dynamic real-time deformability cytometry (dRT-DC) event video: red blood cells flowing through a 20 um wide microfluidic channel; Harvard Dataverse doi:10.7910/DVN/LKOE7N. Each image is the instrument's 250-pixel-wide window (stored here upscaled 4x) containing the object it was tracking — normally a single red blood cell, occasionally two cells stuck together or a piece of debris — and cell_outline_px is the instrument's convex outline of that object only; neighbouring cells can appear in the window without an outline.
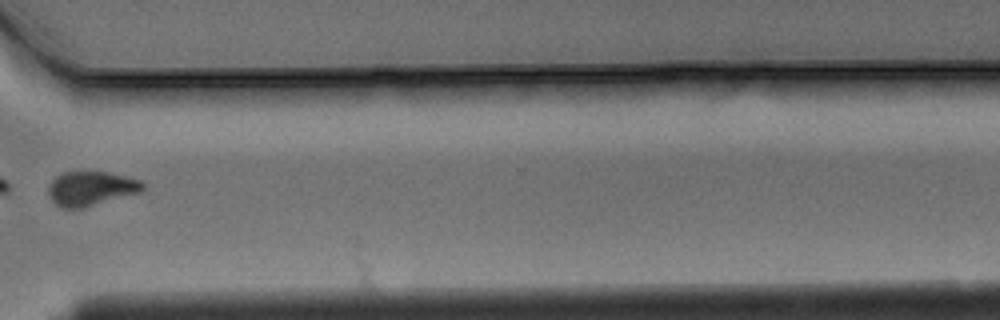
{"species": "Egyptian fruit bat (a non-hibernating species)", "species_latin": "Rousettus aegyptiacus", "temperature_condition": "warm", "stored_images_in_passage": 13, "camera_frame_rate_fps": 3000, "um_per_image_px": 0.085, "animal": {"sex": "male"}, "frame": {"image": 1, "passage_image": 10, "time_ms": 3.0, "image_size_px": [1000, 320], "cell_outline_px": [[144, 188], [140, 192], [84, 208], [60, 208], [52, 200], [48, 192], [48, 184], [60, 172], [108, 172], [140, 180], [144, 184]], "centroid_in_image_um": [7.7, 16.02], "position_along_channel_um": 362.9, "area_um2": 18.9}}